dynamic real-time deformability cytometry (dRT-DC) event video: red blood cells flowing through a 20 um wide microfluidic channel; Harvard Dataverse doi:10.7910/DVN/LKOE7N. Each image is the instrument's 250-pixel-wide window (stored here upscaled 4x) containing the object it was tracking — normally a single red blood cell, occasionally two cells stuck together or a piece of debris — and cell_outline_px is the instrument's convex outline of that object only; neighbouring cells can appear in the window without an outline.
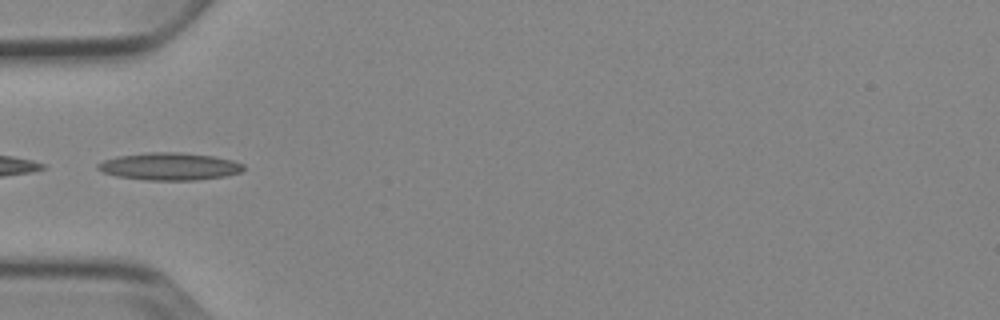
{"species": "Egyptian fruit bat (a non-hibernating species)", "species_latin": "Rousettus aegyptiacus", "temperature_condition": "cold", "stored_images_in_passage": 1, "camera_frame_rate_fps": 3000, "um_per_image_px": 0.085, "animal": {"sex": "female"}, "frame": {"image": 1, "passage_image": 1, "time_ms": 0.0, "image_size_px": [1000, 320], "cell_outline_px": [[244, 168], [240, 172], [224, 176], [196, 180], [144, 180], [116, 176], [104, 172], [96, 168], [96, 164], [104, 160], [116, 156], [144, 152], [180, 152], [212, 156], [232, 160], [244, 164]], "centroid_in_image_um": [14.37, 14.14], "position_along_channel_um": 70.6, "area_um2": 23.35}}